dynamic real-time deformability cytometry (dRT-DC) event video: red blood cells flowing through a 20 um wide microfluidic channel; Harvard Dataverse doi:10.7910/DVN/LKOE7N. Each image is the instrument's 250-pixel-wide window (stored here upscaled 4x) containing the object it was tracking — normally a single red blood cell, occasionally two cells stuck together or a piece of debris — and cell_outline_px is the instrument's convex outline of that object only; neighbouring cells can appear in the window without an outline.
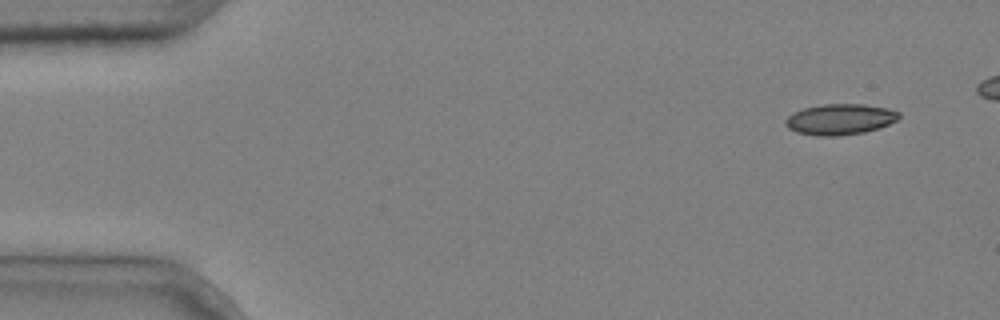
{"species": "common noctule bat (a hibernating species)", "species_latin": "Nyctalus noctula", "temperature_condition": "cold", "stored_images_in_passage": 5, "camera_frame_rate_fps": 3000, "um_per_image_px": 0.085, "animal": {"sex": "male", "body_mass_g": 20.4}, "frame": {"image": 1, "passage_image": 1, "time_ms": 0.0, "image_size_px": [1000, 320], "cell_outline_px": [[900, 116], [896, 120], [880, 128], [864, 132], [836, 136], [820, 136], [796, 132], [788, 128], [784, 124], [784, 120], [792, 112], [804, 108], [820, 104], [864, 104], [888, 108], [900, 112]], "centroid_in_image_um": [71.38, 10.13], "position_along_channel_um": 13.6, "area_um2": 20.52}}